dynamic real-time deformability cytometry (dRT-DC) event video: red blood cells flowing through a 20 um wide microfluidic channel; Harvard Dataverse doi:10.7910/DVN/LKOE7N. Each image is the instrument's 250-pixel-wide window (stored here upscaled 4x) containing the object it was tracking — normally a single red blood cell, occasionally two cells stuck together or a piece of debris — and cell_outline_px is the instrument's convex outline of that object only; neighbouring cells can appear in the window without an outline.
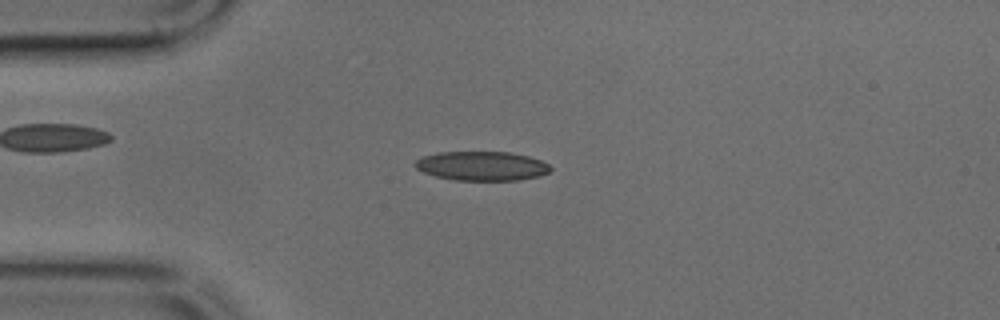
{"species": "common noctule bat (a hibernating species)", "species_latin": "Nyctalus noctula", "temperature_condition": "cold", "stored_images_in_passage": 8, "camera_frame_rate_fps": 3000, "um_per_image_px": 0.085, "animal": {"sex": "male", "body_mass_g": 17.9, "forearm_length_mm": 54.2}, "frame": {"image": 1, "passage_image": 2, "time_ms": 0.333, "image_size_px": [1000, 320], "cell_outline_px": [[552, 168], [548, 172], [540, 176], [516, 180], [452, 180], [436, 176], [424, 172], [416, 168], [412, 164], [416, 160], [424, 156], [440, 152], [508, 152], [528, 156], [540, 160], [548, 164]], "centroid_in_image_um": [40.94, 14.11], "position_along_channel_um": 44.1, "area_um2": 22.95}}